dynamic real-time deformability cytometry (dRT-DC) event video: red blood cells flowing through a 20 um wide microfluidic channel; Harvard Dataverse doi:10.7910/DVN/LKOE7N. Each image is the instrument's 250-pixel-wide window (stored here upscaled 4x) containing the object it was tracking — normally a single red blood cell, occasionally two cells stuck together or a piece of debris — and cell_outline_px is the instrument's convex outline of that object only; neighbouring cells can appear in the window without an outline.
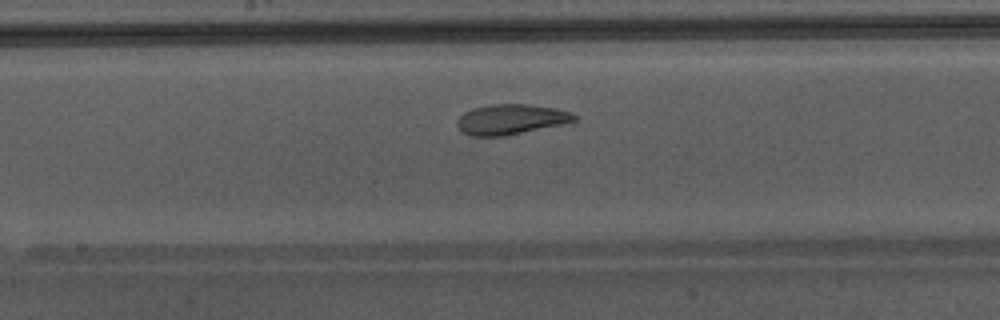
{"species": "Egyptian fruit bat (a non-hibernating species)", "species_latin": "Rousettus aegyptiacus", "temperature_condition": "warm", "stored_images_in_passage": 37, "camera_frame_rate_fps": 3000, "um_per_image_px": 0.085, "animal": {"sex": "male"}, "frame": {"image": 1, "passage_image": 16, "time_ms": 5.0, "image_size_px": [1000, 320], "cell_outline_px": [[576, 120], [564, 124], [504, 136], [472, 136], [464, 132], [456, 124], [456, 120], [464, 112], [472, 108], [492, 104], [528, 104], [556, 108], [572, 112], [576, 116]], "centroid_in_image_um": [43.43, 10.14], "position_along_channel_um": 204.8, "area_um2": 20.63}}
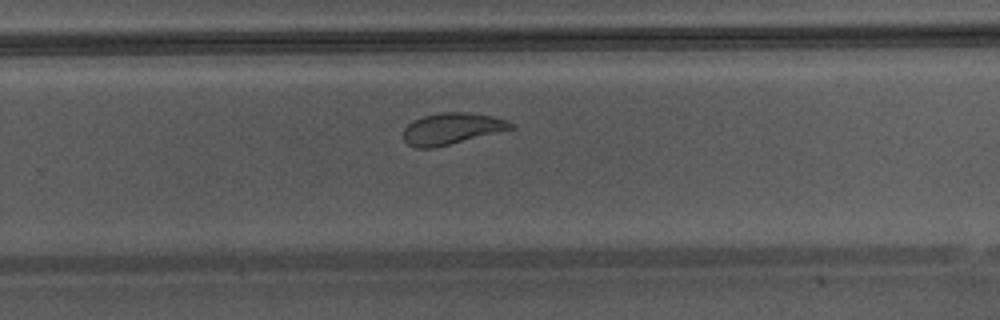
{"frame": {"image": 2, "passage_image": 22, "time_ms": 7.0, "image_size_px": [1000, 320], "cell_outline_px": [[516, 128], [432, 148], [416, 148], [408, 144], [404, 140], [404, 128], [412, 120], [424, 116], [444, 112], [468, 112], [492, 116], [508, 120], [516, 124]], "centroid_in_image_um": [38.43, 10.92], "position_along_channel_um": 291.4, "area_um2": 19.65}, "authors_computed_cell_mechanics": {"area_um2": 22.4264, "velocity_mm_per_s": 4.3425, "shape_relaxation_time_tau1_ms": 7.2298, "shape_relaxation_time_tau2_ms": 1.0939, "deformation_change_tau1": 0.1563, "deformation_change_tau2": 0.0787}}